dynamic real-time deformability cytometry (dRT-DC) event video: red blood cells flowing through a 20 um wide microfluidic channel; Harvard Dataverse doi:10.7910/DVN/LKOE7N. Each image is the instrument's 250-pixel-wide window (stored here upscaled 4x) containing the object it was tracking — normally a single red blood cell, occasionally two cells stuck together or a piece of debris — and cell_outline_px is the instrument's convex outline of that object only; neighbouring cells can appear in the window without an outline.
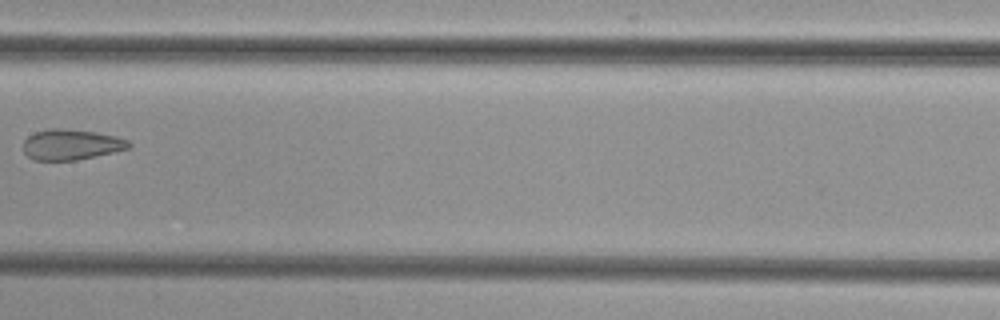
{"species": "common noctule bat (a hibernating species)", "species_latin": "Nyctalus noctula", "temperature_condition": "cold", "stored_images_in_passage": 7, "camera_frame_rate_fps": 3000, "um_per_image_px": 0.085, "animal": {"sex": "female", "body_mass_g": 29.2, "forearm_length_mm": 56.3}, "frame": {"image": 1, "passage_image": 6, "time_ms": 1.667, "image_size_px": [1000, 320], "cell_outline_px": [[132, 144], [128, 148], [112, 152], [76, 160], [32, 160], [24, 152], [24, 140], [28, 136], [36, 132], [52, 128], [60, 128], [96, 132], [116, 136], [128, 140]], "centroid_in_image_um": [6.04, 12.28], "position_along_channel_um": 201.4, "area_um2": 18.61}}
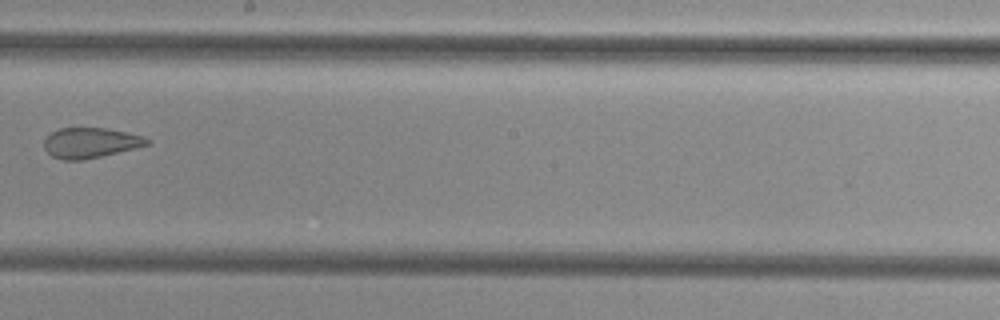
{"frame": {"image": 2, "passage_image": 7, "time_ms": 2.0, "image_size_px": [1000, 320], "cell_outline_px": [[148, 144], [136, 148], [100, 156], [80, 160], [64, 160], [52, 156], [44, 148], [44, 140], [52, 132], [60, 128], [104, 128], [128, 132], [144, 136], [148, 140]], "centroid_in_image_um": [7.68, 12.13], "position_along_channel_um": 240.5, "area_um2": 17.92}}